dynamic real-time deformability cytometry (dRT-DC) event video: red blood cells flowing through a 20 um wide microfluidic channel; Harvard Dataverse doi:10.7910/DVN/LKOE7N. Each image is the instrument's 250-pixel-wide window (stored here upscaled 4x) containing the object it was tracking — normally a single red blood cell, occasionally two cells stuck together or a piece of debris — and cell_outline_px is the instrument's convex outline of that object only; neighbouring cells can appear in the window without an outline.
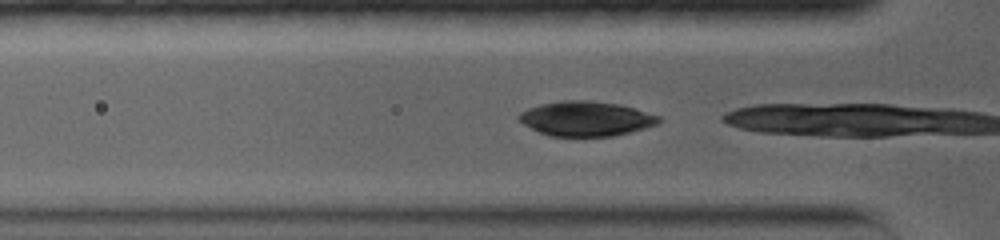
{"species": "common noctule bat (a hibernating species)", "species_latin": "Nyctalus noctula", "temperature_condition": "warm", "stored_images_in_passage": 48, "camera_frame_rate_fps": 5000, "um_per_image_px": 0.085, "animal": {"sex": "female", "body_mass_g": 19.0, "forearm_length_mm": 56.7}, "frame": {"image": 1, "passage_image": 3, "time_ms": 0.4, "image_size_px": [1000, 240], "cell_outline_px": [[660, 120], [656, 124], [644, 128], [612, 136], [548, 136], [516, 120], [516, 116], [520, 112], [528, 108], [540, 104], [564, 100], [588, 100], [616, 104], [632, 108], [660, 116]], "centroid_in_image_um": [49.73, 10.08], "position_along_channel_um": 76.1, "area_um2": 28.03}}
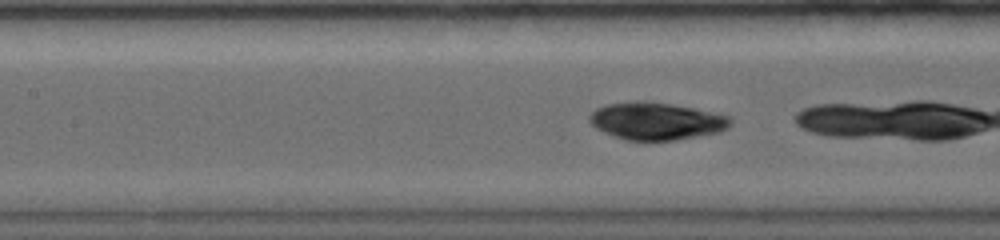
{"frame": {"image": 2, "passage_image": 13, "time_ms": 2.4, "image_size_px": [1000, 240], "cell_outline_px": [[732, 124], [728, 128], [720, 132], [676, 140], [624, 140], [604, 132], [596, 128], [588, 120], [588, 116], [596, 108], [608, 104], [640, 100], [644, 100], [672, 104], [732, 116]], "centroid_in_image_um": [55.8, 10.29], "position_along_channel_um": 151.6, "area_um2": 30.87}}
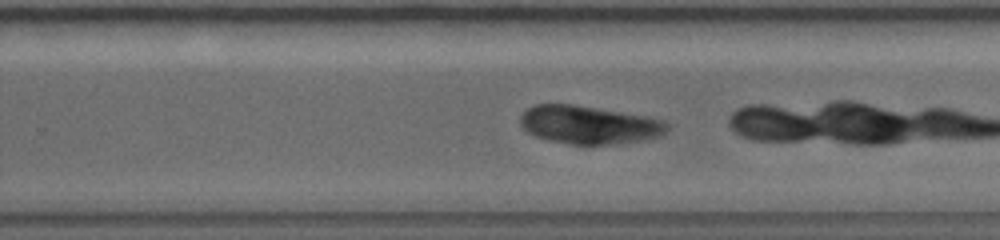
{"frame": {"image": 3, "passage_image": 30, "time_ms": 5.8, "image_size_px": [1000, 240], "cell_outline_px": [[668, 128], [660, 136], [644, 140], [616, 144], [572, 144], [548, 140], [536, 136], [528, 132], [520, 124], [520, 116], [528, 108], [536, 104], [572, 104], [648, 116], [664, 120], [668, 124]], "centroid_in_image_um": [50.08, 10.61], "position_along_channel_um": 279.7, "area_um2": 32.6}}